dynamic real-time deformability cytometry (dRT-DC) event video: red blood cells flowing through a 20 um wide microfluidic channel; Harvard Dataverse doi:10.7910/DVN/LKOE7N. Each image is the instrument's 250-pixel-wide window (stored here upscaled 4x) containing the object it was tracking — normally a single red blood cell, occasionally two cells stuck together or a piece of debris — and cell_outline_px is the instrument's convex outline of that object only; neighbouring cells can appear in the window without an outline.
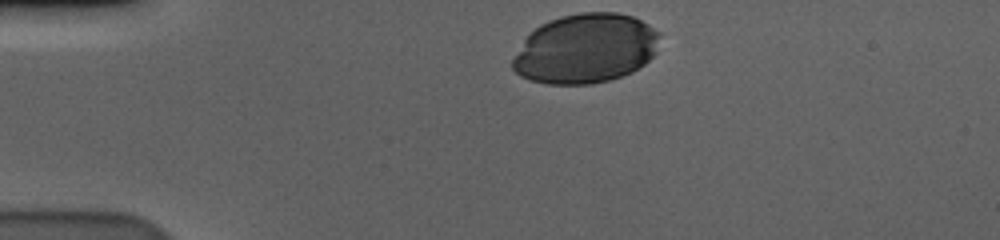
{"species": "human", "species_latin": "Homo sapiens", "temperature_condition": "cold", "stored_images_in_passage": 36, "camera_frame_rate_fps": 3000, "um_per_image_px": 0.085, "donor": {"sex": "male"}, "frame": {"image": 1, "passage_image": 1, "time_ms": 0.0, "image_size_px": [1000, 240], "cell_outline_px": [[660, 36], [656, 52], [644, 64], [632, 72], [608, 80], [592, 84], [548, 84], [532, 80], [520, 76], [512, 68], [512, 60], [524, 40], [540, 24], [548, 20], [560, 16], [580, 12], [616, 12], [632, 16], [648, 24], [660, 32]], "centroid_in_image_um": [49.78, 4.12], "position_along_channel_um": 35.2, "area_um2": 59.59}}